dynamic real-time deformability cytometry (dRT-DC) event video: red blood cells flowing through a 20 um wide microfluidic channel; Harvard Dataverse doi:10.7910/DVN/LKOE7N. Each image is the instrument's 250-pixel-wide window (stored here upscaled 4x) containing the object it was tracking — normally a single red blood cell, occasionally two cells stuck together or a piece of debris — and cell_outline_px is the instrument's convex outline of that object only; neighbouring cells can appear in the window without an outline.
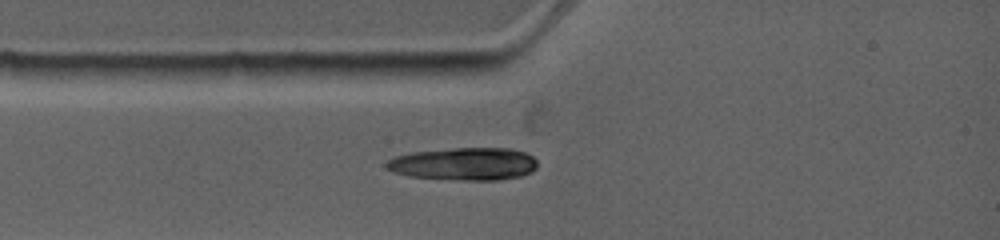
{"species": "common noctule bat (a hibernating species)", "species_latin": "Nyctalus noctula", "temperature_condition": "warm", "stored_images_in_passage": 1, "camera_frame_rate_fps": 4500, "um_per_image_px": 0.085, "animal": {"sex": "female", "body_mass_g": 19.0, "forearm_length_mm": 53.3}, "frame": {"image": 1, "passage_image": 1, "time_ms": 0.0, "image_size_px": [1000, 240], "cell_outline_px": [[536, 168], [532, 172], [520, 176], [500, 180], [464, 180], [408, 176], [396, 172], [388, 168], [384, 164], [388, 160], [396, 156], [412, 152], [452, 148], [512, 148], [524, 152], [532, 156], [536, 160]], "centroid_in_image_um": [39.48, 13.92], "position_along_channel_um": 45.5, "area_um2": 28.67}}